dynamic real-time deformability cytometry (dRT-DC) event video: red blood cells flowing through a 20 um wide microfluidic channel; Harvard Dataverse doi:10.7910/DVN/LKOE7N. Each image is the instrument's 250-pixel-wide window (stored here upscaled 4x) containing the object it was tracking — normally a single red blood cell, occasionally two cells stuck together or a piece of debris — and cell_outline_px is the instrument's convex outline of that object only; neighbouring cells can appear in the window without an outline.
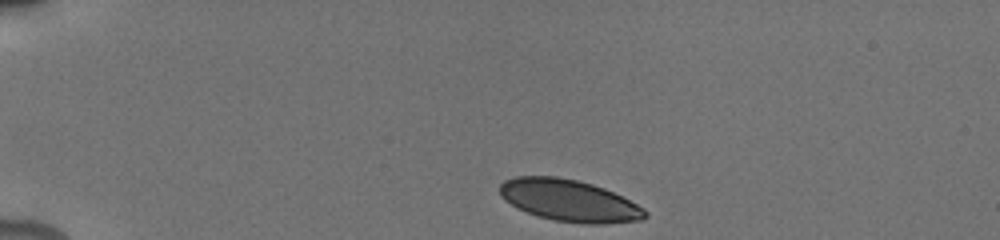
{"species": "human", "species_latin": "Homo sapiens", "temperature_condition": "cold", "stored_images_in_passage": 33, "camera_frame_rate_fps": 3000, "um_per_image_px": 0.085, "donor": {"sex": "male"}, "frame": {"image": 1, "passage_image": 1, "time_ms": 0.0, "image_size_px": [1000, 240], "cell_outline_px": [[648, 216], [644, 220], [604, 224], [584, 224], [556, 220], [540, 216], [528, 212], [504, 200], [500, 196], [500, 184], [504, 180], [516, 176], [556, 176], [576, 180], [592, 184], [604, 188], [644, 208], [648, 212]], "centroid_in_image_um": [48.4, 17.05], "position_along_channel_um": 36.6, "area_um2": 35.2}}
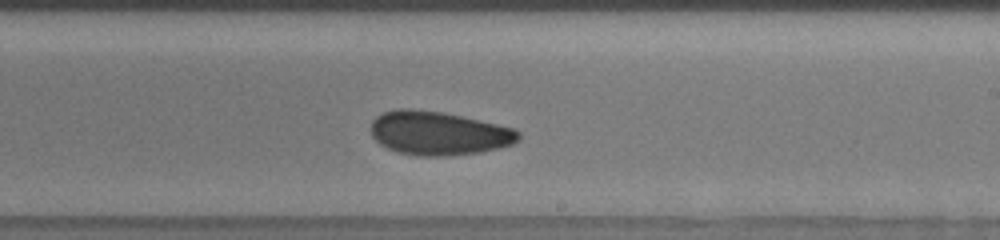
{"frame": {"image": 2, "passage_image": 24, "time_ms": 7.333, "image_size_px": [1000, 240], "cell_outline_px": [[520, 140], [512, 144], [480, 152], [444, 156], [416, 156], [400, 152], [388, 148], [380, 144], [372, 136], [372, 120], [376, 116], [384, 112], [396, 108], [412, 108], [444, 112], [516, 128], [520, 132]], "centroid_in_image_um": [37.29, 11.31], "position_along_channel_um": 251.7, "area_um2": 37.74}}
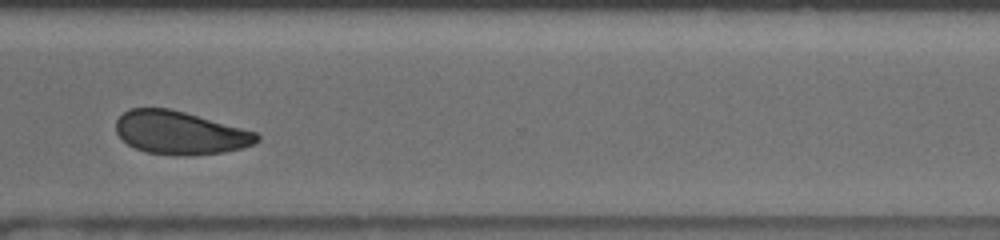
{"frame": {"image": 3, "passage_image": 32, "time_ms": 10.0, "image_size_px": [1000, 240], "cell_outline_px": [[260, 140], [244, 148], [224, 152], [184, 156], [176, 156], [148, 152], [136, 148], [128, 144], [116, 132], [116, 120], [128, 108], [168, 108], [184, 112], [256, 132], [260, 136]], "centroid_in_image_um": [15.3, 11.29], "position_along_channel_um": 355.3, "area_um2": 35.26}}